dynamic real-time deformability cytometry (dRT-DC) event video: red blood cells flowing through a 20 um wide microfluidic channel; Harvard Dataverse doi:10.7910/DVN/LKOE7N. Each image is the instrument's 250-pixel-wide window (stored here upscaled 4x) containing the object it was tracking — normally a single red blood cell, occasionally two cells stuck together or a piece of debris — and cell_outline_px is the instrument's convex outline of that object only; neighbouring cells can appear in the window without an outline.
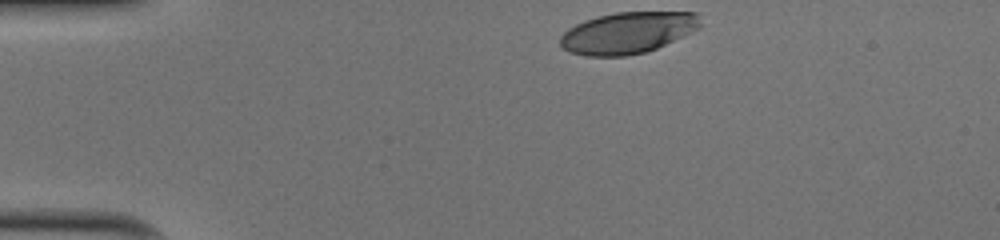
{"species": "human", "species_latin": "Homo sapiens", "temperature_condition": "cold", "stored_images_in_passage": 32, "camera_frame_rate_fps": 3000, "um_per_image_px": 0.085, "donor": {"sex": "male"}, "frame": {"image": 1, "passage_image": 1, "time_ms": 0.0, "image_size_px": [1000, 240], "cell_outline_px": [[700, 28], [684, 36], [648, 52], [624, 56], [584, 56], [568, 52], [560, 44], [560, 36], [568, 28], [584, 20], [596, 16], [616, 12], [700, 12]], "centroid_in_image_um": [53.36, 2.78], "position_along_channel_um": 31.6, "area_um2": 34.22}}
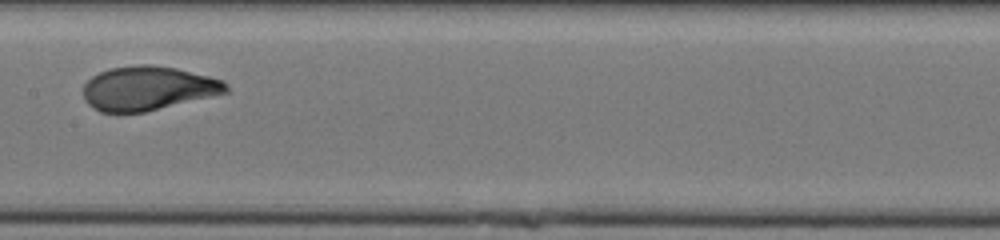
{"frame": {"image": 2, "passage_image": 18, "time_ms": 5.667, "image_size_px": [1000, 240], "cell_outline_px": [[228, 92], [212, 96], [144, 112], [100, 112], [92, 108], [84, 100], [84, 84], [92, 76], [108, 68], [136, 64], [148, 64], [176, 68], [224, 80], [228, 84]], "centroid_in_image_um": [12.56, 7.5], "position_along_channel_um": 194.8, "area_um2": 36.7}}
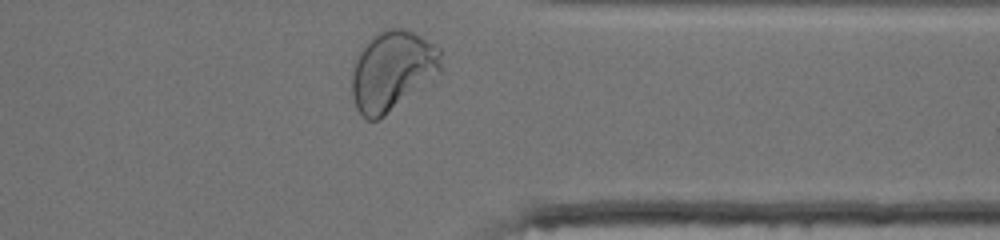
{"frame": {"image": 3, "passage_image": 32, "time_ms": 10.333, "image_size_px": [1000, 240], "cell_outline_px": [[440, 72], [384, 116], [376, 120], [368, 120], [356, 108], [352, 96], [352, 72], [356, 56], [364, 44], [376, 32], [388, 28], [400, 28], [412, 32], [440, 48]], "centroid_in_image_um": [33.3, 5.99], "position_along_channel_um": 378.1, "area_um2": 40.86}, "authors_computed_cell_mechanics": {"area_um2": 36.703, "velocity_mm_per_s": 4.0072, "shape_relaxation_time_tau1_ms": 4.0487, "shape_relaxation_time_tau2_ms": null, "deformation_change_tau1": 0.2064, "deformation_change_tau2": null}}